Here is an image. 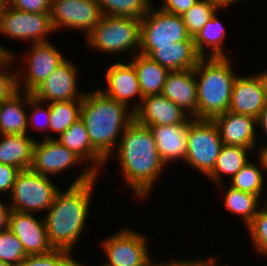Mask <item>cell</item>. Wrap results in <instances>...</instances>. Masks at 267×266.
Listing matches in <instances>:
<instances>
[{
    "mask_svg": "<svg viewBox=\"0 0 267 266\" xmlns=\"http://www.w3.org/2000/svg\"><path fill=\"white\" fill-rule=\"evenodd\" d=\"M98 176L86 166L64 192H58L44 217L47 237L53 249L73 251L83 232L91 196Z\"/></svg>",
    "mask_w": 267,
    "mask_h": 266,
    "instance_id": "obj_1",
    "label": "cell"
},
{
    "mask_svg": "<svg viewBox=\"0 0 267 266\" xmlns=\"http://www.w3.org/2000/svg\"><path fill=\"white\" fill-rule=\"evenodd\" d=\"M125 185L145 198L166 167L157 150L150 127L133 120L124 130L116 149Z\"/></svg>",
    "mask_w": 267,
    "mask_h": 266,
    "instance_id": "obj_2",
    "label": "cell"
},
{
    "mask_svg": "<svg viewBox=\"0 0 267 266\" xmlns=\"http://www.w3.org/2000/svg\"><path fill=\"white\" fill-rule=\"evenodd\" d=\"M80 118L86 126L92 147L108 161L124 130L134 120V111H128V106L111 99L99 89L85 92Z\"/></svg>",
    "mask_w": 267,
    "mask_h": 266,
    "instance_id": "obj_3",
    "label": "cell"
},
{
    "mask_svg": "<svg viewBox=\"0 0 267 266\" xmlns=\"http://www.w3.org/2000/svg\"><path fill=\"white\" fill-rule=\"evenodd\" d=\"M229 57L200 58L194 69L198 92V119L213 120L229 110L237 77ZM199 76V77H198Z\"/></svg>",
    "mask_w": 267,
    "mask_h": 266,
    "instance_id": "obj_4",
    "label": "cell"
},
{
    "mask_svg": "<svg viewBox=\"0 0 267 266\" xmlns=\"http://www.w3.org/2000/svg\"><path fill=\"white\" fill-rule=\"evenodd\" d=\"M140 22L137 18L102 15L86 43L92 50L116 54L130 50L134 56L140 48Z\"/></svg>",
    "mask_w": 267,
    "mask_h": 266,
    "instance_id": "obj_5",
    "label": "cell"
},
{
    "mask_svg": "<svg viewBox=\"0 0 267 266\" xmlns=\"http://www.w3.org/2000/svg\"><path fill=\"white\" fill-rule=\"evenodd\" d=\"M180 41H194L180 15L150 7L140 22V54L148 56L159 47L172 46Z\"/></svg>",
    "mask_w": 267,
    "mask_h": 266,
    "instance_id": "obj_6",
    "label": "cell"
},
{
    "mask_svg": "<svg viewBox=\"0 0 267 266\" xmlns=\"http://www.w3.org/2000/svg\"><path fill=\"white\" fill-rule=\"evenodd\" d=\"M223 143L218 126L209 119H189L185 162L208 176L214 169Z\"/></svg>",
    "mask_w": 267,
    "mask_h": 266,
    "instance_id": "obj_7",
    "label": "cell"
},
{
    "mask_svg": "<svg viewBox=\"0 0 267 266\" xmlns=\"http://www.w3.org/2000/svg\"><path fill=\"white\" fill-rule=\"evenodd\" d=\"M59 191L61 190L48 176L35 173L31 169L21 170L9 193V207L22 213L44 212L53 204Z\"/></svg>",
    "mask_w": 267,
    "mask_h": 266,
    "instance_id": "obj_8",
    "label": "cell"
},
{
    "mask_svg": "<svg viewBox=\"0 0 267 266\" xmlns=\"http://www.w3.org/2000/svg\"><path fill=\"white\" fill-rule=\"evenodd\" d=\"M52 32L55 31L50 13H30L4 4L0 14V33L9 38L29 40L32 44L49 42L47 35Z\"/></svg>",
    "mask_w": 267,
    "mask_h": 266,
    "instance_id": "obj_9",
    "label": "cell"
},
{
    "mask_svg": "<svg viewBox=\"0 0 267 266\" xmlns=\"http://www.w3.org/2000/svg\"><path fill=\"white\" fill-rule=\"evenodd\" d=\"M148 240L133 229H122L107 239L101 247L107 257L105 266H146L151 262Z\"/></svg>",
    "mask_w": 267,
    "mask_h": 266,
    "instance_id": "obj_10",
    "label": "cell"
},
{
    "mask_svg": "<svg viewBox=\"0 0 267 266\" xmlns=\"http://www.w3.org/2000/svg\"><path fill=\"white\" fill-rule=\"evenodd\" d=\"M49 13L54 31L79 29L85 38L102 16L97 0H52Z\"/></svg>",
    "mask_w": 267,
    "mask_h": 266,
    "instance_id": "obj_11",
    "label": "cell"
},
{
    "mask_svg": "<svg viewBox=\"0 0 267 266\" xmlns=\"http://www.w3.org/2000/svg\"><path fill=\"white\" fill-rule=\"evenodd\" d=\"M28 54V57H27ZM26 54V73L21 78L18 74V89L22 84L24 91L32 93L66 58L50 42L32 43L30 53ZM23 79L21 80L19 79ZM22 83V84H20Z\"/></svg>",
    "mask_w": 267,
    "mask_h": 266,
    "instance_id": "obj_12",
    "label": "cell"
},
{
    "mask_svg": "<svg viewBox=\"0 0 267 266\" xmlns=\"http://www.w3.org/2000/svg\"><path fill=\"white\" fill-rule=\"evenodd\" d=\"M75 66L73 62L66 59L32 92V96L44 104L45 102L82 100L85 92H78V72Z\"/></svg>",
    "mask_w": 267,
    "mask_h": 266,
    "instance_id": "obj_13",
    "label": "cell"
},
{
    "mask_svg": "<svg viewBox=\"0 0 267 266\" xmlns=\"http://www.w3.org/2000/svg\"><path fill=\"white\" fill-rule=\"evenodd\" d=\"M78 162L83 161L56 139L35 140L30 169L49 177L65 172Z\"/></svg>",
    "mask_w": 267,
    "mask_h": 266,
    "instance_id": "obj_14",
    "label": "cell"
},
{
    "mask_svg": "<svg viewBox=\"0 0 267 266\" xmlns=\"http://www.w3.org/2000/svg\"><path fill=\"white\" fill-rule=\"evenodd\" d=\"M8 229L20 240L26 255L44 254L53 250L47 237L44 218L40 221L33 213L11 210Z\"/></svg>",
    "mask_w": 267,
    "mask_h": 266,
    "instance_id": "obj_15",
    "label": "cell"
},
{
    "mask_svg": "<svg viewBox=\"0 0 267 266\" xmlns=\"http://www.w3.org/2000/svg\"><path fill=\"white\" fill-rule=\"evenodd\" d=\"M189 119L187 113L162 94L143 97L134 111V120L147 127L184 124Z\"/></svg>",
    "mask_w": 267,
    "mask_h": 266,
    "instance_id": "obj_16",
    "label": "cell"
},
{
    "mask_svg": "<svg viewBox=\"0 0 267 266\" xmlns=\"http://www.w3.org/2000/svg\"><path fill=\"white\" fill-rule=\"evenodd\" d=\"M264 106L265 92L259 73L237 76L232 88L229 111L257 119Z\"/></svg>",
    "mask_w": 267,
    "mask_h": 266,
    "instance_id": "obj_17",
    "label": "cell"
},
{
    "mask_svg": "<svg viewBox=\"0 0 267 266\" xmlns=\"http://www.w3.org/2000/svg\"><path fill=\"white\" fill-rule=\"evenodd\" d=\"M162 95L191 118L198 119V92L194 69L169 71Z\"/></svg>",
    "mask_w": 267,
    "mask_h": 266,
    "instance_id": "obj_18",
    "label": "cell"
},
{
    "mask_svg": "<svg viewBox=\"0 0 267 266\" xmlns=\"http://www.w3.org/2000/svg\"><path fill=\"white\" fill-rule=\"evenodd\" d=\"M213 121L218 126L224 145L241 146L255 151L257 119L243 114L226 111L216 116Z\"/></svg>",
    "mask_w": 267,
    "mask_h": 266,
    "instance_id": "obj_19",
    "label": "cell"
},
{
    "mask_svg": "<svg viewBox=\"0 0 267 266\" xmlns=\"http://www.w3.org/2000/svg\"><path fill=\"white\" fill-rule=\"evenodd\" d=\"M107 88L101 90L105 95L109 96L120 103L128 106L130 98L139 96L140 102L132 108L135 111L143 98L140 89L137 73L133 64L130 63H113L105 73ZM129 102V103H128Z\"/></svg>",
    "mask_w": 267,
    "mask_h": 266,
    "instance_id": "obj_20",
    "label": "cell"
},
{
    "mask_svg": "<svg viewBox=\"0 0 267 266\" xmlns=\"http://www.w3.org/2000/svg\"><path fill=\"white\" fill-rule=\"evenodd\" d=\"M48 133L45 139H56L67 149L73 151L82 161L90 162L91 171L99 175V170L104 168L105 159L92 147L86 126L81 118L76 120L66 131L57 137Z\"/></svg>",
    "mask_w": 267,
    "mask_h": 266,
    "instance_id": "obj_21",
    "label": "cell"
},
{
    "mask_svg": "<svg viewBox=\"0 0 267 266\" xmlns=\"http://www.w3.org/2000/svg\"><path fill=\"white\" fill-rule=\"evenodd\" d=\"M188 128L189 120L184 124L155 125L150 127L158 153L165 165L174 160L182 159L185 161Z\"/></svg>",
    "mask_w": 267,
    "mask_h": 266,
    "instance_id": "obj_22",
    "label": "cell"
},
{
    "mask_svg": "<svg viewBox=\"0 0 267 266\" xmlns=\"http://www.w3.org/2000/svg\"><path fill=\"white\" fill-rule=\"evenodd\" d=\"M148 56L169 71L195 69L201 58L194 41H180L172 46L159 47Z\"/></svg>",
    "mask_w": 267,
    "mask_h": 266,
    "instance_id": "obj_23",
    "label": "cell"
},
{
    "mask_svg": "<svg viewBox=\"0 0 267 266\" xmlns=\"http://www.w3.org/2000/svg\"><path fill=\"white\" fill-rule=\"evenodd\" d=\"M0 136V164L11 165L20 170L30 169L35 139L29 134Z\"/></svg>",
    "mask_w": 267,
    "mask_h": 266,
    "instance_id": "obj_24",
    "label": "cell"
},
{
    "mask_svg": "<svg viewBox=\"0 0 267 266\" xmlns=\"http://www.w3.org/2000/svg\"><path fill=\"white\" fill-rule=\"evenodd\" d=\"M24 104L28 105V92L23 95L20 90L10 99L0 102V135H27L29 115Z\"/></svg>",
    "mask_w": 267,
    "mask_h": 266,
    "instance_id": "obj_25",
    "label": "cell"
},
{
    "mask_svg": "<svg viewBox=\"0 0 267 266\" xmlns=\"http://www.w3.org/2000/svg\"><path fill=\"white\" fill-rule=\"evenodd\" d=\"M130 61L137 73L142 96L162 94L169 70L153 61L149 56L135 54Z\"/></svg>",
    "mask_w": 267,
    "mask_h": 266,
    "instance_id": "obj_26",
    "label": "cell"
},
{
    "mask_svg": "<svg viewBox=\"0 0 267 266\" xmlns=\"http://www.w3.org/2000/svg\"><path fill=\"white\" fill-rule=\"evenodd\" d=\"M217 11L212 15L211 19L203 26V28L196 34L194 39L195 49L201 58L205 56V46L210 47V54L208 57H228L225 49L223 48V39L225 38L226 31L222 22L217 18Z\"/></svg>",
    "mask_w": 267,
    "mask_h": 266,
    "instance_id": "obj_27",
    "label": "cell"
},
{
    "mask_svg": "<svg viewBox=\"0 0 267 266\" xmlns=\"http://www.w3.org/2000/svg\"><path fill=\"white\" fill-rule=\"evenodd\" d=\"M249 148L232 145H222L219 156L216 160L213 171L207 176L213 183L221 186L222 174L229 175L231 179L245 166L249 160ZM217 182V183H216Z\"/></svg>",
    "mask_w": 267,
    "mask_h": 266,
    "instance_id": "obj_28",
    "label": "cell"
},
{
    "mask_svg": "<svg viewBox=\"0 0 267 266\" xmlns=\"http://www.w3.org/2000/svg\"><path fill=\"white\" fill-rule=\"evenodd\" d=\"M224 206L231 213L241 215L243 222L248 226L258 213V204L262 199L258 195L240 191L229 186L224 193Z\"/></svg>",
    "mask_w": 267,
    "mask_h": 266,
    "instance_id": "obj_29",
    "label": "cell"
},
{
    "mask_svg": "<svg viewBox=\"0 0 267 266\" xmlns=\"http://www.w3.org/2000/svg\"><path fill=\"white\" fill-rule=\"evenodd\" d=\"M82 100L51 102L49 130L61 135L80 118Z\"/></svg>",
    "mask_w": 267,
    "mask_h": 266,
    "instance_id": "obj_30",
    "label": "cell"
},
{
    "mask_svg": "<svg viewBox=\"0 0 267 266\" xmlns=\"http://www.w3.org/2000/svg\"><path fill=\"white\" fill-rule=\"evenodd\" d=\"M102 15L142 19L149 11L151 0H97Z\"/></svg>",
    "mask_w": 267,
    "mask_h": 266,
    "instance_id": "obj_31",
    "label": "cell"
},
{
    "mask_svg": "<svg viewBox=\"0 0 267 266\" xmlns=\"http://www.w3.org/2000/svg\"><path fill=\"white\" fill-rule=\"evenodd\" d=\"M252 161L248 162L241 170L230 179V186L239 189L240 191L258 195L260 197L261 192H263V183L265 179L263 172L265 170L261 165L259 160V166ZM260 167V168H259Z\"/></svg>",
    "mask_w": 267,
    "mask_h": 266,
    "instance_id": "obj_32",
    "label": "cell"
},
{
    "mask_svg": "<svg viewBox=\"0 0 267 266\" xmlns=\"http://www.w3.org/2000/svg\"><path fill=\"white\" fill-rule=\"evenodd\" d=\"M219 9L216 0H198L181 15L190 36L194 38Z\"/></svg>",
    "mask_w": 267,
    "mask_h": 266,
    "instance_id": "obj_33",
    "label": "cell"
},
{
    "mask_svg": "<svg viewBox=\"0 0 267 266\" xmlns=\"http://www.w3.org/2000/svg\"><path fill=\"white\" fill-rule=\"evenodd\" d=\"M71 252L53 249L44 254L27 255L18 266H78Z\"/></svg>",
    "mask_w": 267,
    "mask_h": 266,
    "instance_id": "obj_34",
    "label": "cell"
},
{
    "mask_svg": "<svg viewBox=\"0 0 267 266\" xmlns=\"http://www.w3.org/2000/svg\"><path fill=\"white\" fill-rule=\"evenodd\" d=\"M22 243L9 229L0 232V260L18 266L26 257Z\"/></svg>",
    "mask_w": 267,
    "mask_h": 266,
    "instance_id": "obj_35",
    "label": "cell"
},
{
    "mask_svg": "<svg viewBox=\"0 0 267 266\" xmlns=\"http://www.w3.org/2000/svg\"><path fill=\"white\" fill-rule=\"evenodd\" d=\"M15 56V54H3L0 57V102L10 99L19 91L18 75L13 74L12 71H7L9 67L12 68L13 61L15 62V60H17Z\"/></svg>",
    "mask_w": 267,
    "mask_h": 266,
    "instance_id": "obj_36",
    "label": "cell"
},
{
    "mask_svg": "<svg viewBox=\"0 0 267 266\" xmlns=\"http://www.w3.org/2000/svg\"><path fill=\"white\" fill-rule=\"evenodd\" d=\"M252 222L247 226L250 231L254 248L256 252L263 256H267V202L265 207H261Z\"/></svg>",
    "mask_w": 267,
    "mask_h": 266,
    "instance_id": "obj_37",
    "label": "cell"
},
{
    "mask_svg": "<svg viewBox=\"0 0 267 266\" xmlns=\"http://www.w3.org/2000/svg\"><path fill=\"white\" fill-rule=\"evenodd\" d=\"M43 102H40L38 100H36L33 96H32V93H28V107H31L32 109H34L31 113V115L28 117V127H29V124L30 126L36 128V130H39L41 131L42 129L45 130H49V124H50V106L49 104L47 103V108H43ZM44 114L43 115V118H44V122L43 123L44 125H42L41 123H39V121L37 122V119L39 115L41 114ZM42 118V119H43Z\"/></svg>",
    "mask_w": 267,
    "mask_h": 266,
    "instance_id": "obj_38",
    "label": "cell"
},
{
    "mask_svg": "<svg viewBox=\"0 0 267 266\" xmlns=\"http://www.w3.org/2000/svg\"><path fill=\"white\" fill-rule=\"evenodd\" d=\"M52 0H6V4L30 13H49Z\"/></svg>",
    "mask_w": 267,
    "mask_h": 266,
    "instance_id": "obj_39",
    "label": "cell"
},
{
    "mask_svg": "<svg viewBox=\"0 0 267 266\" xmlns=\"http://www.w3.org/2000/svg\"><path fill=\"white\" fill-rule=\"evenodd\" d=\"M21 170L17 167L0 164V193H11L16 177Z\"/></svg>",
    "mask_w": 267,
    "mask_h": 266,
    "instance_id": "obj_40",
    "label": "cell"
},
{
    "mask_svg": "<svg viewBox=\"0 0 267 266\" xmlns=\"http://www.w3.org/2000/svg\"><path fill=\"white\" fill-rule=\"evenodd\" d=\"M163 4L159 7L161 10L176 15H183L198 0H162Z\"/></svg>",
    "mask_w": 267,
    "mask_h": 266,
    "instance_id": "obj_41",
    "label": "cell"
},
{
    "mask_svg": "<svg viewBox=\"0 0 267 266\" xmlns=\"http://www.w3.org/2000/svg\"><path fill=\"white\" fill-rule=\"evenodd\" d=\"M215 257H210L208 259H193L191 261L188 260H170L169 262L162 263L159 262L155 264V266H212L213 260Z\"/></svg>",
    "mask_w": 267,
    "mask_h": 266,
    "instance_id": "obj_42",
    "label": "cell"
},
{
    "mask_svg": "<svg viewBox=\"0 0 267 266\" xmlns=\"http://www.w3.org/2000/svg\"><path fill=\"white\" fill-rule=\"evenodd\" d=\"M10 211L9 205L6 206L0 201V232L8 229Z\"/></svg>",
    "mask_w": 267,
    "mask_h": 266,
    "instance_id": "obj_43",
    "label": "cell"
},
{
    "mask_svg": "<svg viewBox=\"0 0 267 266\" xmlns=\"http://www.w3.org/2000/svg\"><path fill=\"white\" fill-rule=\"evenodd\" d=\"M257 125L267 135V105H265L257 118Z\"/></svg>",
    "mask_w": 267,
    "mask_h": 266,
    "instance_id": "obj_44",
    "label": "cell"
},
{
    "mask_svg": "<svg viewBox=\"0 0 267 266\" xmlns=\"http://www.w3.org/2000/svg\"><path fill=\"white\" fill-rule=\"evenodd\" d=\"M263 148H261L259 150V155H258V160H260L261 165L264 167V169L267 171V144H264L263 146H261Z\"/></svg>",
    "mask_w": 267,
    "mask_h": 266,
    "instance_id": "obj_45",
    "label": "cell"
},
{
    "mask_svg": "<svg viewBox=\"0 0 267 266\" xmlns=\"http://www.w3.org/2000/svg\"><path fill=\"white\" fill-rule=\"evenodd\" d=\"M259 75L263 81L264 92H265V105H267V71L259 72Z\"/></svg>",
    "mask_w": 267,
    "mask_h": 266,
    "instance_id": "obj_46",
    "label": "cell"
},
{
    "mask_svg": "<svg viewBox=\"0 0 267 266\" xmlns=\"http://www.w3.org/2000/svg\"><path fill=\"white\" fill-rule=\"evenodd\" d=\"M240 2V1H243V0H216V2L218 3V6L220 8V10L223 8V7H227V6H231V4L235 3V2Z\"/></svg>",
    "mask_w": 267,
    "mask_h": 266,
    "instance_id": "obj_47",
    "label": "cell"
},
{
    "mask_svg": "<svg viewBox=\"0 0 267 266\" xmlns=\"http://www.w3.org/2000/svg\"><path fill=\"white\" fill-rule=\"evenodd\" d=\"M3 54H8V55H13L14 53L11 52V50L9 48H6V47H3L0 45V57L3 55Z\"/></svg>",
    "mask_w": 267,
    "mask_h": 266,
    "instance_id": "obj_48",
    "label": "cell"
},
{
    "mask_svg": "<svg viewBox=\"0 0 267 266\" xmlns=\"http://www.w3.org/2000/svg\"><path fill=\"white\" fill-rule=\"evenodd\" d=\"M5 3H6V0H0V14Z\"/></svg>",
    "mask_w": 267,
    "mask_h": 266,
    "instance_id": "obj_49",
    "label": "cell"
},
{
    "mask_svg": "<svg viewBox=\"0 0 267 266\" xmlns=\"http://www.w3.org/2000/svg\"><path fill=\"white\" fill-rule=\"evenodd\" d=\"M0 266H12V265L7 264V263H5V262H3V261L0 260Z\"/></svg>",
    "mask_w": 267,
    "mask_h": 266,
    "instance_id": "obj_50",
    "label": "cell"
},
{
    "mask_svg": "<svg viewBox=\"0 0 267 266\" xmlns=\"http://www.w3.org/2000/svg\"><path fill=\"white\" fill-rule=\"evenodd\" d=\"M216 258L213 260V264H212V266H216L217 264H216ZM225 266H228V265H225Z\"/></svg>",
    "mask_w": 267,
    "mask_h": 266,
    "instance_id": "obj_51",
    "label": "cell"
},
{
    "mask_svg": "<svg viewBox=\"0 0 267 266\" xmlns=\"http://www.w3.org/2000/svg\"><path fill=\"white\" fill-rule=\"evenodd\" d=\"M146 266H155V263L154 262H150L148 265H146Z\"/></svg>",
    "mask_w": 267,
    "mask_h": 266,
    "instance_id": "obj_52",
    "label": "cell"
},
{
    "mask_svg": "<svg viewBox=\"0 0 267 266\" xmlns=\"http://www.w3.org/2000/svg\"><path fill=\"white\" fill-rule=\"evenodd\" d=\"M78 266H84L82 263L78 262ZM102 266H105L104 264H102Z\"/></svg>",
    "mask_w": 267,
    "mask_h": 266,
    "instance_id": "obj_53",
    "label": "cell"
}]
</instances>
